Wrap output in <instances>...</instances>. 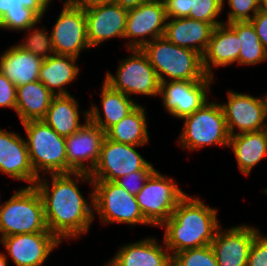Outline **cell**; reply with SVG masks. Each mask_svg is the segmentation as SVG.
Here are the masks:
<instances>
[{
    "instance_id": "obj_9",
    "label": "cell",
    "mask_w": 267,
    "mask_h": 266,
    "mask_svg": "<svg viewBox=\"0 0 267 266\" xmlns=\"http://www.w3.org/2000/svg\"><path fill=\"white\" fill-rule=\"evenodd\" d=\"M185 195L173 178L168 179L155 170L136 199L144 218L151 225L161 227Z\"/></svg>"
},
{
    "instance_id": "obj_16",
    "label": "cell",
    "mask_w": 267,
    "mask_h": 266,
    "mask_svg": "<svg viewBox=\"0 0 267 266\" xmlns=\"http://www.w3.org/2000/svg\"><path fill=\"white\" fill-rule=\"evenodd\" d=\"M16 266H42L61 242L51 232L10 235L0 239Z\"/></svg>"
},
{
    "instance_id": "obj_43",
    "label": "cell",
    "mask_w": 267,
    "mask_h": 266,
    "mask_svg": "<svg viewBox=\"0 0 267 266\" xmlns=\"http://www.w3.org/2000/svg\"><path fill=\"white\" fill-rule=\"evenodd\" d=\"M23 5L11 2L10 0H0V19L8 12L15 10H22Z\"/></svg>"
},
{
    "instance_id": "obj_13",
    "label": "cell",
    "mask_w": 267,
    "mask_h": 266,
    "mask_svg": "<svg viewBox=\"0 0 267 266\" xmlns=\"http://www.w3.org/2000/svg\"><path fill=\"white\" fill-rule=\"evenodd\" d=\"M84 118V125L65 138L67 174L74 172L91 173L99 161L106 132L88 119V110L84 113ZM85 161L91 162L89 168L85 166Z\"/></svg>"
},
{
    "instance_id": "obj_20",
    "label": "cell",
    "mask_w": 267,
    "mask_h": 266,
    "mask_svg": "<svg viewBox=\"0 0 267 266\" xmlns=\"http://www.w3.org/2000/svg\"><path fill=\"white\" fill-rule=\"evenodd\" d=\"M214 26L201 20L189 17L170 18L165 27L164 37L171 43L196 51L205 53L211 38Z\"/></svg>"
},
{
    "instance_id": "obj_32",
    "label": "cell",
    "mask_w": 267,
    "mask_h": 266,
    "mask_svg": "<svg viewBox=\"0 0 267 266\" xmlns=\"http://www.w3.org/2000/svg\"><path fill=\"white\" fill-rule=\"evenodd\" d=\"M224 6V0H190L189 18L211 23L214 27L223 24L216 20Z\"/></svg>"
},
{
    "instance_id": "obj_11",
    "label": "cell",
    "mask_w": 267,
    "mask_h": 266,
    "mask_svg": "<svg viewBox=\"0 0 267 266\" xmlns=\"http://www.w3.org/2000/svg\"><path fill=\"white\" fill-rule=\"evenodd\" d=\"M167 19L163 0H149L129 9L124 38L132 41L127 43V49H142L149 41L164 37Z\"/></svg>"
},
{
    "instance_id": "obj_39",
    "label": "cell",
    "mask_w": 267,
    "mask_h": 266,
    "mask_svg": "<svg viewBox=\"0 0 267 266\" xmlns=\"http://www.w3.org/2000/svg\"><path fill=\"white\" fill-rule=\"evenodd\" d=\"M168 20L185 18L190 14V0H163Z\"/></svg>"
},
{
    "instance_id": "obj_41",
    "label": "cell",
    "mask_w": 267,
    "mask_h": 266,
    "mask_svg": "<svg viewBox=\"0 0 267 266\" xmlns=\"http://www.w3.org/2000/svg\"><path fill=\"white\" fill-rule=\"evenodd\" d=\"M10 1L21 4L26 8H30L40 18H43V14H45L49 2H51V0H10Z\"/></svg>"
},
{
    "instance_id": "obj_34",
    "label": "cell",
    "mask_w": 267,
    "mask_h": 266,
    "mask_svg": "<svg viewBox=\"0 0 267 266\" xmlns=\"http://www.w3.org/2000/svg\"><path fill=\"white\" fill-rule=\"evenodd\" d=\"M25 42L19 43L18 46L24 50L30 51L32 54L41 57L42 59H47L55 54L51 35L44 30L35 29L27 39L23 40ZM50 52L52 55L47 54Z\"/></svg>"
},
{
    "instance_id": "obj_40",
    "label": "cell",
    "mask_w": 267,
    "mask_h": 266,
    "mask_svg": "<svg viewBox=\"0 0 267 266\" xmlns=\"http://www.w3.org/2000/svg\"><path fill=\"white\" fill-rule=\"evenodd\" d=\"M250 22L254 26L256 33L267 52V12L260 9Z\"/></svg>"
},
{
    "instance_id": "obj_46",
    "label": "cell",
    "mask_w": 267,
    "mask_h": 266,
    "mask_svg": "<svg viewBox=\"0 0 267 266\" xmlns=\"http://www.w3.org/2000/svg\"><path fill=\"white\" fill-rule=\"evenodd\" d=\"M262 10H264L265 12H267V0H262Z\"/></svg>"
},
{
    "instance_id": "obj_17",
    "label": "cell",
    "mask_w": 267,
    "mask_h": 266,
    "mask_svg": "<svg viewBox=\"0 0 267 266\" xmlns=\"http://www.w3.org/2000/svg\"><path fill=\"white\" fill-rule=\"evenodd\" d=\"M220 228L210 244L218 266H247L249 251L259 230L248 225L231 227L224 232Z\"/></svg>"
},
{
    "instance_id": "obj_37",
    "label": "cell",
    "mask_w": 267,
    "mask_h": 266,
    "mask_svg": "<svg viewBox=\"0 0 267 266\" xmlns=\"http://www.w3.org/2000/svg\"><path fill=\"white\" fill-rule=\"evenodd\" d=\"M247 266H267V236H262L260 233L252 242Z\"/></svg>"
},
{
    "instance_id": "obj_1",
    "label": "cell",
    "mask_w": 267,
    "mask_h": 266,
    "mask_svg": "<svg viewBox=\"0 0 267 266\" xmlns=\"http://www.w3.org/2000/svg\"><path fill=\"white\" fill-rule=\"evenodd\" d=\"M72 175H75L76 180ZM51 187L47 179L41 176L35 187L41 195L44 205L45 222L48 230L60 241L78 238L88 232L94 219V191L90 194L91 204L87 203L78 188V179L93 185L89 173L74 172L68 174H50ZM50 187V188H49Z\"/></svg>"
},
{
    "instance_id": "obj_4",
    "label": "cell",
    "mask_w": 267,
    "mask_h": 266,
    "mask_svg": "<svg viewBox=\"0 0 267 266\" xmlns=\"http://www.w3.org/2000/svg\"><path fill=\"white\" fill-rule=\"evenodd\" d=\"M1 205V238L18 234L50 232L45 222L43 201L35 186L21 188Z\"/></svg>"
},
{
    "instance_id": "obj_8",
    "label": "cell",
    "mask_w": 267,
    "mask_h": 266,
    "mask_svg": "<svg viewBox=\"0 0 267 266\" xmlns=\"http://www.w3.org/2000/svg\"><path fill=\"white\" fill-rule=\"evenodd\" d=\"M132 56L120 62L116 77L110 72L104 81L113 89L131 97L132 94L159 95L160 80L142 49H128Z\"/></svg>"
},
{
    "instance_id": "obj_45",
    "label": "cell",
    "mask_w": 267,
    "mask_h": 266,
    "mask_svg": "<svg viewBox=\"0 0 267 266\" xmlns=\"http://www.w3.org/2000/svg\"><path fill=\"white\" fill-rule=\"evenodd\" d=\"M0 266H7V258L5 254H0Z\"/></svg>"
},
{
    "instance_id": "obj_12",
    "label": "cell",
    "mask_w": 267,
    "mask_h": 266,
    "mask_svg": "<svg viewBox=\"0 0 267 266\" xmlns=\"http://www.w3.org/2000/svg\"><path fill=\"white\" fill-rule=\"evenodd\" d=\"M136 145L114 142L105 137L99 161L92 170L93 181H115L118 178L142 170L148 162L135 150Z\"/></svg>"
},
{
    "instance_id": "obj_31",
    "label": "cell",
    "mask_w": 267,
    "mask_h": 266,
    "mask_svg": "<svg viewBox=\"0 0 267 266\" xmlns=\"http://www.w3.org/2000/svg\"><path fill=\"white\" fill-rule=\"evenodd\" d=\"M172 266H218L210 245L187 249L172 255Z\"/></svg>"
},
{
    "instance_id": "obj_33",
    "label": "cell",
    "mask_w": 267,
    "mask_h": 266,
    "mask_svg": "<svg viewBox=\"0 0 267 266\" xmlns=\"http://www.w3.org/2000/svg\"><path fill=\"white\" fill-rule=\"evenodd\" d=\"M40 19L34 11L24 7L22 10L8 11L0 19V28L15 31H29L39 23Z\"/></svg>"
},
{
    "instance_id": "obj_23",
    "label": "cell",
    "mask_w": 267,
    "mask_h": 266,
    "mask_svg": "<svg viewBox=\"0 0 267 266\" xmlns=\"http://www.w3.org/2000/svg\"><path fill=\"white\" fill-rule=\"evenodd\" d=\"M112 261L116 266H172V255L150 237L122 246Z\"/></svg>"
},
{
    "instance_id": "obj_44",
    "label": "cell",
    "mask_w": 267,
    "mask_h": 266,
    "mask_svg": "<svg viewBox=\"0 0 267 266\" xmlns=\"http://www.w3.org/2000/svg\"><path fill=\"white\" fill-rule=\"evenodd\" d=\"M149 0H113V3L119 4L125 9H131Z\"/></svg>"
},
{
    "instance_id": "obj_3",
    "label": "cell",
    "mask_w": 267,
    "mask_h": 266,
    "mask_svg": "<svg viewBox=\"0 0 267 266\" xmlns=\"http://www.w3.org/2000/svg\"><path fill=\"white\" fill-rule=\"evenodd\" d=\"M142 50L155 69L160 82L202 81L209 76L203 68V57L194 50L179 47L165 37L149 41Z\"/></svg>"
},
{
    "instance_id": "obj_14",
    "label": "cell",
    "mask_w": 267,
    "mask_h": 266,
    "mask_svg": "<svg viewBox=\"0 0 267 266\" xmlns=\"http://www.w3.org/2000/svg\"><path fill=\"white\" fill-rule=\"evenodd\" d=\"M213 77L202 81H166L160 83L159 96L163 105L174 117L182 119L207 102V91Z\"/></svg>"
},
{
    "instance_id": "obj_28",
    "label": "cell",
    "mask_w": 267,
    "mask_h": 266,
    "mask_svg": "<svg viewBox=\"0 0 267 266\" xmlns=\"http://www.w3.org/2000/svg\"><path fill=\"white\" fill-rule=\"evenodd\" d=\"M78 102L69 95H55L44 117L45 121L57 134L68 137L84 124L79 121Z\"/></svg>"
},
{
    "instance_id": "obj_48",
    "label": "cell",
    "mask_w": 267,
    "mask_h": 266,
    "mask_svg": "<svg viewBox=\"0 0 267 266\" xmlns=\"http://www.w3.org/2000/svg\"><path fill=\"white\" fill-rule=\"evenodd\" d=\"M107 266H116L115 263L111 260L108 262V264H106Z\"/></svg>"
},
{
    "instance_id": "obj_18",
    "label": "cell",
    "mask_w": 267,
    "mask_h": 266,
    "mask_svg": "<svg viewBox=\"0 0 267 266\" xmlns=\"http://www.w3.org/2000/svg\"><path fill=\"white\" fill-rule=\"evenodd\" d=\"M84 11L87 23V40L90 47L100 45L112 37L124 38L128 9L112 2L94 6Z\"/></svg>"
},
{
    "instance_id": "obj_25",
    "label": "cell",
    "mask_w": 267,
    "mask_h": 266,
    "mask_svg": "<svg viewBox=\"0 0 267 266\" xmlns=\"http://www.w3.org/2000/svg\"><path fill=\"white\" fill-rule=\"evenodd\" d=\"M229 147L234 152L241 173L249 175L267 154V129L236 133L230 136Z\"/></svg>"
},
{
    "instance_id": "obj_19",
    "label": "cell",
    "mask_w": 267,
    "mask_h": 266,
    "mask_svg": "<svg viewBox=\"0 0 267 266\" xmlns=\"http://www.w3.org/2000/svg\"><path fill=\"white\" fill-rule=\"evenodd\" d=\"M0 172L18 181L34 186L39 177L35 174L29 159L26 140L17 133L0 129Z\"/></svg>"
},
{
    "instance_id": "obj_21",
    "label": "cell",
    "mask_w": 267,
    "mask_h": 266,
    "mask_svg": "<svg viewBox=\"0 0 267 266\" xmlns=\"http://www.w3.org/2000/svg\"><path fill=\"white\" fill-rule=\"evenodd\" d=\"M242 43L237 33L226 23L214 27L208 47L203 54V68L209 77H213L214 67L238 63Z\"/></svg>"
},
{
    "instance_id": "obj_36",
    "label": "cell",
    "mask_w": 267,
    "mask_h": 266,
    "mask_svg": "<svg viewBox=\"0 0 267 266\" xmlns=\"http://www.w3.org/2000/svg\"><path fill=\"white\" fill-rule=\"evenodd\" d=\"M155 170L156 169L153 168L152 164L148 163L142 170L134 171L131 174L122 176L114 182L124 188L127 192L136 196L144 187L146 180Z\"/></svg>"
},
{
    "instance_id": "obj_47",
    "label": "cell",
    "mask_w": 267,
    "mask_h": 266,
    "mask_svg": "<svg viewBox=\"0 0 267 266\" xmlns=\"http://www.w3.org/2000/svg\"><path fill=\"white\" fill-rule=\"evenodd\" d=\"M263 99H264V103H265V111H266V115H267V94L264 95Z\"/></svg>"
},
{
    "instance_id": "obj_30",
    "label": "cell",
    "mask_w": 267,
    "mask_h": 266,
    "mask_svg": "<svg viewBox=\"0 0 267 266\" xmlns=\"http://www.w3.org/2000/svg\"><path fill=\"white\" fill-rule=\"evenodd\" d=\"M228 25L237 33L242 43L238 64L256 65L267 60V52L250 21L233 22Z\"/></svg>"
},
{
    "instance_id": "obj_26",
    "label": "cell",
    "mask_w": 267,
    "mask_h": 266,
    "mask_svg": "<svg viewBox=\"0 0 267 266\" xmlns=\"http://www.w3.org/2000/svg\"><path fill=\"white\" fill-rule=\"evenodd\" d=\"M76 61V57L55 54L43 59L40 66L39 81L54 96L69 95L64 86L69 85L79 74V68L75 64Z\"/></svg>"
},
{
    "instance_id": "obj_42",
    "label": "cell",
    "mask_w": 267,
    "mask_h": 266,
    "mask_svg": "<svg viewBox=\"0 0 267 266\" xmlns=\"http://www.w3.org/2000/svg\"><path fill=\"white\" fill-rule=\"evenodd\" d=\"M71 1L77 7H80L83 10L89 9L94 6L104 5L112 3L113 0H66Z\"/></svg>"
},
{
    "instance_id": "obj_29",
    "label": "cell",
    "mask_w": 267,
    "mask_h": 266,
    "mask_svg": "<svg viewBox=\"0 0 267 266\" xmlns=\"http://www.w3.org/2000/svg\"><path fill=\"white\" fill-rule=\"evenodd\" d=\"M140 104L125 118L106 131V137L114 142L144 146L149 141L146 112Z\"/></svg>"
},
{
    "instance_id": "obj_38",
    "label": "cell",
    "mask_w": 267,
    "mask_h": 266,
    "mask_svg": "<svg viewBox=\"0 0 267 266\" xmlns=\"http://www.w3.org/2000/svg\"><path fill=\"white\" fill-rule=\"evenodd\" d=\"M17 87L0 72V107L16 109Z\"/></svg>"
},
{
    "instance_id": "obj_10",
    "label": "cell",
    "mask_w": 267,
    "mask_h": 266,
    "mask_svg": "<svg viewBox=\"0 0 267 266\" xmlns=\"http://www.w3.org/2000/svg\"><path fill=\"white\" fill-rule=\"evenodd\" d=\"M53 27L50 34L55 55L78 58L82 49L90 48L85 11L71 1L64 3Z\"/></svg>"
},
{
    "instance_id": "obj_2",
    "label": "cell",
    "mask_w": 267,
    "mask_h": 266,
    "mask_svg": "<svg viewBox=\"0 0 267 266\" xmlns=\"http://www.w3.org/2000/svg\"><path fill=\"white\" fill-rule=\"evenodd\" d=\"M161 227H165V248L174 255L183 250L210 245L220 225L216 209L186 194Z\"/></svg>"
},
{
    "instance_id": "obj_22",
    "label": "cell",
    "mask_w": 267,
    "mask_h": 266,
    "mask_svg": "<svg viewBox=\"0 0 267 266\" xmlns=\"http://www.w3.org/2000/svg\"><path fill=\"white\" fill-rule=\"evenodd\" d=\"M43 59L14 45L0 56V72L16 87L39 80Z\"/></svg>"
},
{
    "instance_id": "obj_5",
    "label": "cell",
    "mask_w": 267,
    "mask_h": 266,
    "mask_svg": "<svg viewBox=\"0 0 267 266\" xmlns=\"http://www.w3.org/2000/svg\"><path fill=\"white\" fill-rule=\"evenodd\" d=\"M22 125L27 133L26 144L35 174L40 177L39 170L45 174H67L65 137L43 120H31Z\"/></svg>"
},
{
    "instance_id": "obj_27",
    "label": "cell",
    "mask_w": 267,
    "mask_h": 266,
    "mask_svg": "<svg viewBox=\"0 0 267 266\" xmlns=\"http://www.w3.org/2000/svg\"><path fill=\"white\" fill-rule=\"evenodd\" d=\"M53 97L39 80L17 87L15 111L21 123L43 120Z\"/></svg>"
},
{
    "instance_id": "obj_6",
    "label": "cell",
    "mask_w": 267,
    "mask_h": 266,
    "mask_svg": "<svg viewBox=\"0 0 267 266\" xmlns=\"http://www.w3.org/2000/svg\"><path fill=\"white\" fill-rule=\"evenodd\" d=\"M179 144L190 151L210 145L229 146L230 135L220 104L208 101L194 113L183 117Z\"/></svg>"
},
{
    "instance_id": "obj_35",
    "label": "cell",
    "mask_w": 267,
    "mask_h": 266,
    "mask_svg": "<svg viewBox=\"0 0 267 266\" xmlns=\"http://www.w3.org/2000/svg\"><path fill=\"white\" fill-rule=\"evenodd\" d=\"M231 8L226 24L251 21L262 8V0H227ZM250 11L252 14L250 15Z\"/></svg>"
},
{
    "instance_id": "obj_7",
    "label": "cell",
    "mask_w": 267,
    "mask_h": 266,
    "mask_svg": "<svg viewBox=\"0 0 267 266\" xmlns=\"http://www.w3.org/2000/svg\"><path fill=\"white\" fill-rule=\"evenodd\" d=\"M94 211L107 223L151 225L143 216L136 196L114 181H93Z\"/></svg>"
},
{
    "instance_id": "obj_24",
    "label": "cell",
    "mask_w": 267,
    "mask_h": 266,
    "mask_svg": "<svg viewBox=\"0 0 267 266\" xmlns=\"http://www.w3.org/2000/svg\"><path fill=\"white\" fill-rule=\"evenodd\" d=\"M104 121L97 106L91 104L88 119L106 132L111 126L129 115L139 104L124 93L113 89L105 81L101 89Z\"/></svg>"
},
{
    "instance_id": "obj_15",
    "label": "cell",
    "mask_w": 267,
    "mask_h": 266,
    "mask_svg": "<svg viewBox=\"0 0 267 266\" xmlns=\"http://www.w3.org/2000/svg\"><path fill=\"white\" fill-rule=\"evenodd\" d=\"M227 130L230 136L235 135V127L240 130L237 133L259 131L267 129V118L263 98H257L234 91H228L227 104H220Z\"/></svg>"
}]
</instances>
